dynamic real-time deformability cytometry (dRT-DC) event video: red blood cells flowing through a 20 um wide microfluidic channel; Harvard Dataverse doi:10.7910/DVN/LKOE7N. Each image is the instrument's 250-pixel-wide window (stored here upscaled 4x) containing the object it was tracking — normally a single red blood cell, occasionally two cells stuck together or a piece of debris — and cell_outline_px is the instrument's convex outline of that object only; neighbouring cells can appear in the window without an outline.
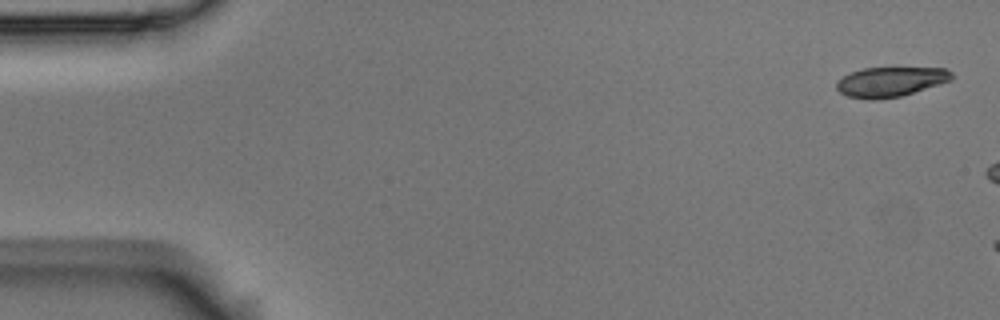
{"species": "Egyptian fruit bat (a non-hibernating species)", "species_latin": "Rousettus aegyptiacus", "temperature_condition": "room temperature", "stored_images_in_passage": 3, "camera_frame_rate_fps": 3000, "um_per_image_px": 0.085, "animal": {"sex": "male"}, "frame": {"image": 1, "passage_image": 1, "time_ms": 0.0, "image_size_px": [1000, 320], "cell_outline_px": [[952, 80], [940, 84], [900, 96], [876, 100], [872, 100], [848, 96], [840, 92], [836, 88], [836, 80], [852, 72], [864, 68], [948, 68], [952, 72]], "centroid_in_image_um": [75.69, 6.95], "position_along_channel_um": 9.3, "area_um2": 19.88}}